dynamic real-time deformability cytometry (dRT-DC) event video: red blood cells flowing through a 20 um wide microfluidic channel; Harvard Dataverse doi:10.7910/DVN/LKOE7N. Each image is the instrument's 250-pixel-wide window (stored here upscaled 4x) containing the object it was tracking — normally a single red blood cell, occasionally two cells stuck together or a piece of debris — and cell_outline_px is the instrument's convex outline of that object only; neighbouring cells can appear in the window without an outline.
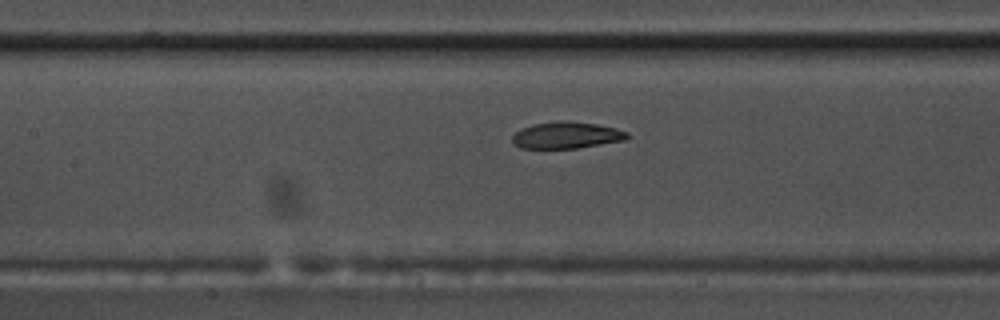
{"species": "common noctule bat (a hibernating species)", "species_latin": "Nyctalus noctula", "temperature_condition": "warm", "stored_images_in_passage": 47, "camera_frame_rate_fps": 3000, "um_per_image_px": 0.085, "animal": {"sex": "male", "body_mass_g": 17.5, "forearm_length_mm": 52.3}, "frame": {"image": 1, "passage_image": 16, "time_ms": 5.0, "image_size_px": [1000, 320], "cell_outline_px": [[632, 136], [624, 140], [576, 148], [520, 148], [512, 140], [512, 136], [520, 128], [532, 124], [556, 120], [564, 120], [596, 124], [616, 128], [628, 132]], "centroid_in_image_um": [48.15, 11.47], "position_along_channel_um": 159.2, "area_um2": 17.92}}
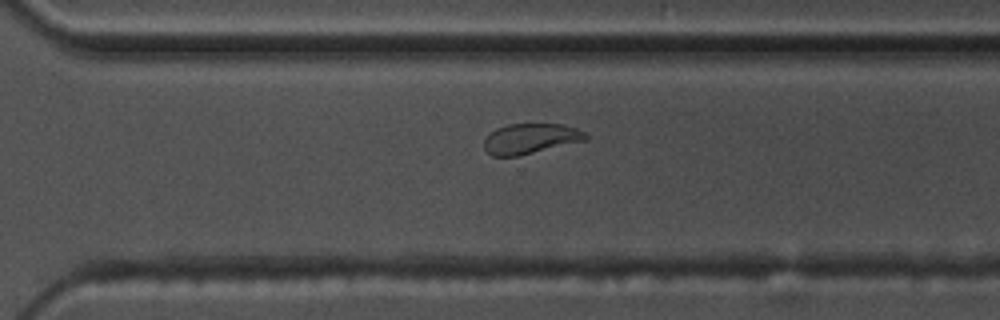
{"frame": {"image": 2, "passage_image": 30, "time_ms": 9.667, "image_size_px": [1000, 320], "cell_outline_px": [[588, 140], [520, 156], [492, 156], [484, 148], [484, 140], [496, 128], [508, 124], [564, 124], [576, 128], [584, 132], [588, 136]], "centroid_in_image_um": [45.12, 11.79], "position_along_channel_um": 325.5, "area_um2": 18.03}}
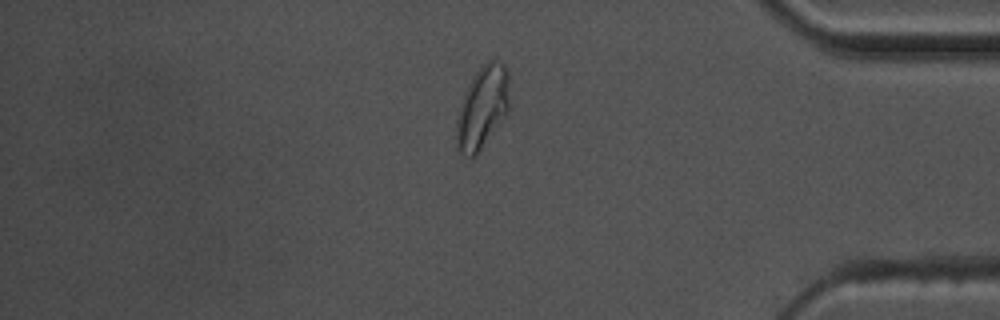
{"frame": {"image": 3, "passage_image": 38, "time_ms": 12.333, "image_size_px": [1000, 320], "cell_outline_px": [[508, 112], [476, 156], [464, 156], [456, 148], [456, 120], [468, 84], [476, 72], [488, 60], [492, 60], [504, 64], [508, 68]], "centroid_in_image_um": [41.0, 9.16], "position_along_channel_um": 394.2, "area_um2": 25.2}, "authors_computed_cell_mechanics": {"area_um2": 19.074, "velocity_mm_per_s": 3.5747, "shape_relaxation_time_tau1_ms": 4.669, "shape_relaxation_time_tau2_ms": 2.0402, "deformation_change_tau1": 0.1746, "deformation_change_tau2": 0.0581}}